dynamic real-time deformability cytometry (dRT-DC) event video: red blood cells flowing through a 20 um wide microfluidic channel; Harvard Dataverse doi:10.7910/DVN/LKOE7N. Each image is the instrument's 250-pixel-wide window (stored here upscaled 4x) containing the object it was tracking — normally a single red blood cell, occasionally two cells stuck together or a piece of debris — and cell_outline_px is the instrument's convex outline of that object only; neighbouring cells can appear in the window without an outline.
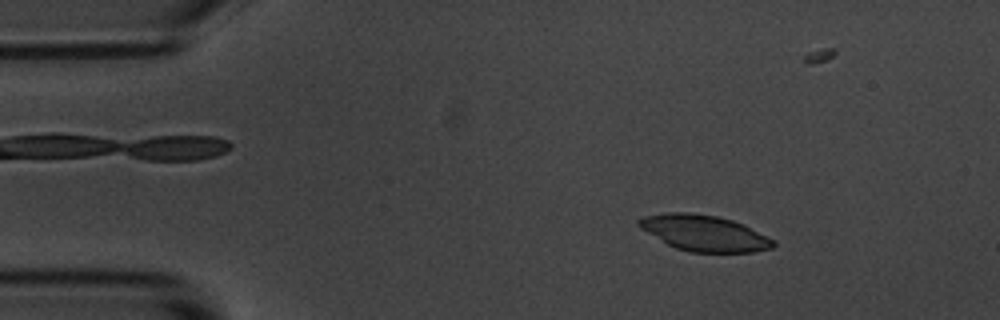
{"species": "common noctule bat (a hibernating species)", "species_latin": "Nyctalus noctula", "temperature_condition": "room temperature", "stored_images_in_passage": 19, "camera_frame_rate_fps": 3000, "um_per_image_px": 0.085, "animal": {"sex": "male", "body_mass_g": 20.1, "forearm_length_mm": 53.5}, "frame": {"image": 1, "passage_image": 7, "time_ms": 2.0, "image_size_px": [1000, 320], "cell_outline_px": [[776, 244], [772, 248], [752, 252], [688, 252], [676, 248], [668, 244], [640, 228], [636, 224], [636, 220], [644, 216], [668, 212], [688, 212], [716, 216], [732, 220], [744, 224], [776, 240]], "centroid_in_image_um": [59.88, 19.81], "position_along_channel_um": 25.1, "area_um2": 28.21}}